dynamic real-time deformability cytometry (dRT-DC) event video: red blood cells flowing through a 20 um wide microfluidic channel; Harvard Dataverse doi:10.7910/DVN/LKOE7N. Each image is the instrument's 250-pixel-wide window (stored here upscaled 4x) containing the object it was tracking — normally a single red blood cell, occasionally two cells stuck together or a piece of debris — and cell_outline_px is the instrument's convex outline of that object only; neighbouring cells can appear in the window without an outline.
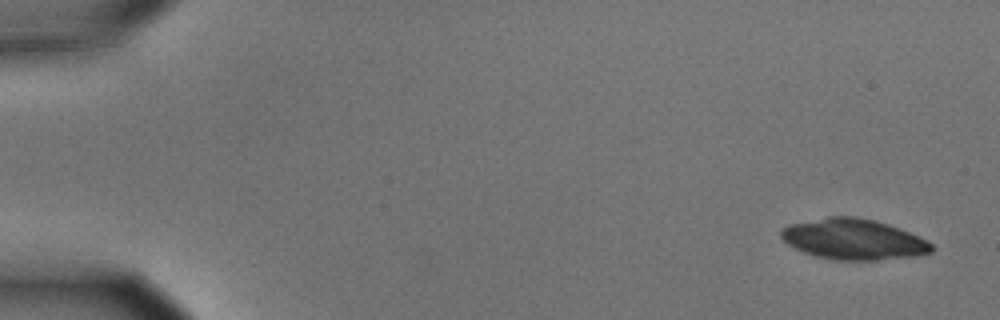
{"species": "common noctule bat (a hibernating species)", "species_latin": "Nyctalus noctula", "temperature_condition": "cold", "stored_images_in_passage": 5, "camera_frame_rate_fps": 3000, "um_per_image_px": 0.085, "animal": {"sex": "male", "body_mass_g": 15.6}, "frame": {"image": 1, "passage_image": 1, "time_ms": 0.0, "image_size_px": [1000, 320], "cell_outline_px": [[936, 248], [932, 252], [916, 256], [876, 260], [832, 260], [816, 256], [804, 252], [788, 244], [780, 236], [780, 232], [788, 224], [828, 216], [856, 216], [888, 224], [928, 240]], "centroid_in_image_um": [72.56, 20.34], "position_along_channel_um": 12.4, "area_um2": 35.72}}